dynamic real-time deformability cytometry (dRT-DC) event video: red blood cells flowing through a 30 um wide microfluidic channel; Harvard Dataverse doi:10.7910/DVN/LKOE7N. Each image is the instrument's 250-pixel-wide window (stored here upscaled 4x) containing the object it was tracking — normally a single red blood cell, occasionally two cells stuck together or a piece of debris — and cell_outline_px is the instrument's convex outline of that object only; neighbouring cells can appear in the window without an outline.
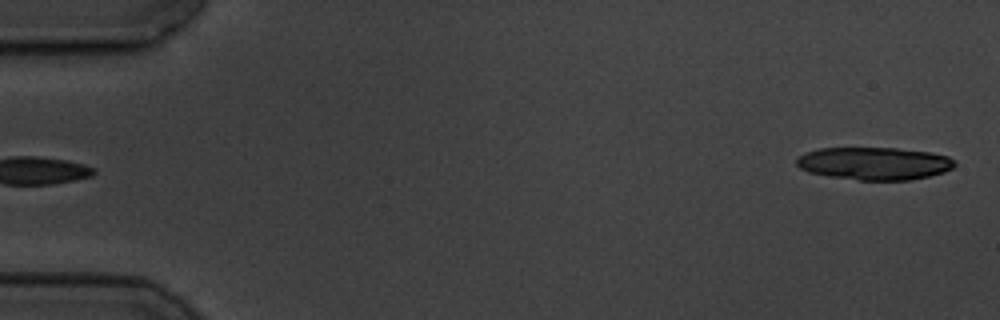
{"species": "common noctule bat (a hibernating species)", "species_latin": "Nyctalus noctula", "temperature_condition": "cold", "stored_images_in_passage": 6, "segment_of_instrument_passage": [2, 2], "camera_frame_rate_fps": 3000, "um_per_image_px": 0.085, "animal": {"sex": "male", "body_mass_g": 19.5, "forearm_length_mm": 54.6}, "frame": {"image": 1, "passage_image": 6, "time_ms": 6.0, "image_size_px": [1000, 320], "cell_outline_px": [[956, 164], [952, 168], [944, 172], [912, 180], [860, 180], [828, 176], [808, 172], [800, 168], [796, 164], [796, 160], [800, 156], [808, 152], [820, 148], [896, 148], [932, 152], [948, 156], [956, 160]], "centroid_in_image_um": [74.35, 13.89], "position_along_channel_um": 10.6, "area_um2": 30.17}}